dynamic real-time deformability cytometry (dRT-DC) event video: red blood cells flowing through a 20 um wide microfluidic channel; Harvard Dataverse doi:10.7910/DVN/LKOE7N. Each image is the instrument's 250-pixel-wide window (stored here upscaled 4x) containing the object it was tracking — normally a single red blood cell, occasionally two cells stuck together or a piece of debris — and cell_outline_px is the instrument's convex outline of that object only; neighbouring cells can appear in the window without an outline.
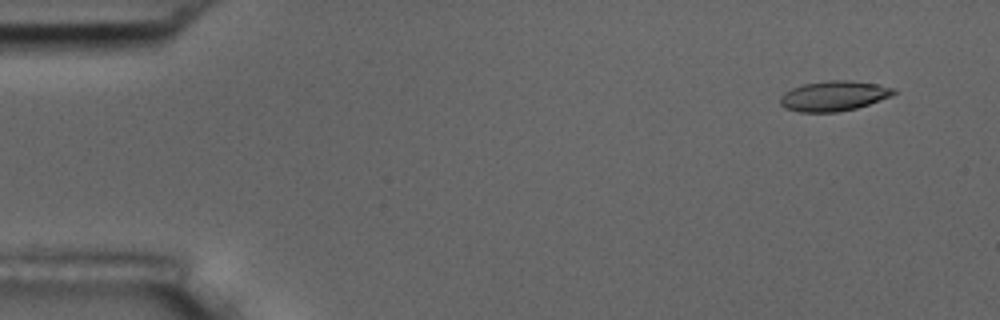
{"species": "common noctule bat (a hibernating species)", "species_latin": "Nyctalus noctula", "temperature_condition": "room temperature", "stored_images_in_passage": 55, "camera_frame_rate_fps": 3000, "um_per_image_px": 0.085, "animal": {"sex": "male", "body_mass_g": 17.5, "forearm_length_mm": 52.3}, "frame": {"image": 1, "passage_image": 4, "time_ms": 1.0, "image_size_px": [1000, 320], "cell_outline_px": [[896, 92], [892, 96], [856, 108], [836, 112], [800, 112], [784, 108], [780, 104], [780, 96], [784, 92], [792, 88], [804, 84], [832, 80], [848, 80], [876, 84], [892, 88]], "centroid_in_image_um": [70.83, 8.16], "position_along_channel_um": 14.2, "area_um2": 19.71}}
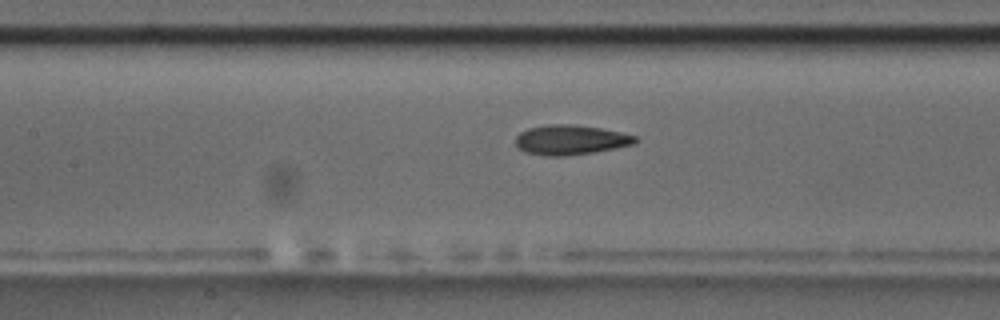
{"frame": {"image": 2, "passage_image": 25, "time_ms": 8.0, "image_size_px": [1000, 320], "cell_outline_px": [[640, 140], [632, 144], [616, 148], [592, 152], [564, 156], [548, 156], [524, 152], [516, 144], [516, 136], [520, 132], [528, 128], [548, 124], [572, 124], [600, 128], [620, 132], [636, 136]], "centroid_in_image_um": [48.49, 11.88], "position_along_channel_um": 158.9, "area_um2": 20.69}}
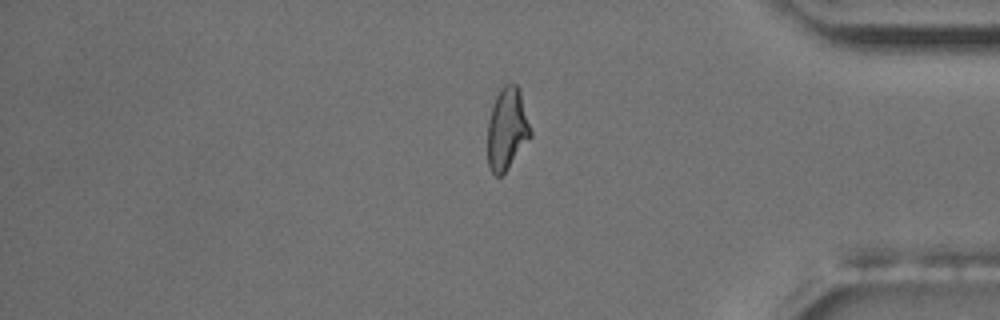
{"frame": {"image": 3, "passage_image": 46, "time_ms": 15.0, "image_size_px": [1000, 320], "cell_outline_px": [[532, 136], [508, 168], [500, 176], [496, 176], [492, 172], [488, 164], [488, 120], [492, 104], [500, 88], [504, 84], [516, 84], [520, 88], [532, 132]], "centroid_in_image_um": [43.11, 10.92], "position_along_channel_um": 392.1, "area_um2": 20.69}, "authors_computed_cell_mechanics": {"area_um2": 20.3456, "velocity_mm_per_s": 3.6754, "shape_relaxation_time_tau1_ms": 4.9324, "shape_relaxation_time_tau2_ms": 2.3981, "deformation_change_tau1": 0.1732, "deformation_change_tau2": 0.106}}